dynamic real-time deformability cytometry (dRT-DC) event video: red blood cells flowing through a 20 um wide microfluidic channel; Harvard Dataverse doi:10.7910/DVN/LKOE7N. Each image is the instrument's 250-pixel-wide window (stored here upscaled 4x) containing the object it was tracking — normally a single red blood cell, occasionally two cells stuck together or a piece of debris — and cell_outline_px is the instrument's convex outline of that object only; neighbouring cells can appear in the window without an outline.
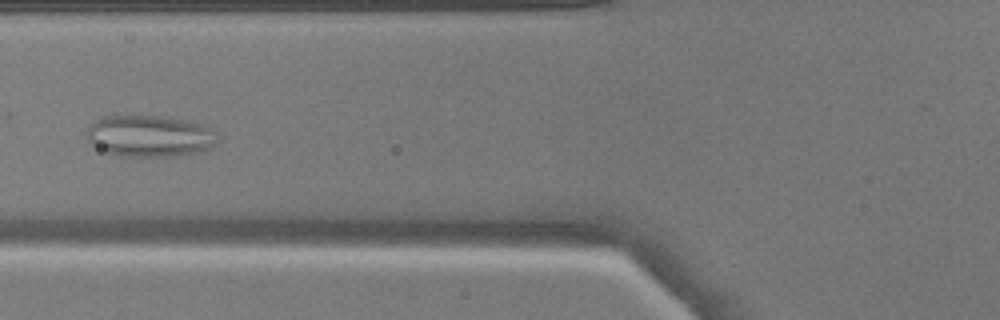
{"species": "common noctule bat (a hibernating species)", "species_latin": "Nyctalus noctula", "temperature_condition": "warm", "stored_images_in_passage": 51, "camera_frame_rate_fps": 3000, "um_per_image_px": 0.085, "animal": {"sex": "male", "body_mass_g": 17.9}, "frame": {"image": 1, "passage_image": 20, "time_ms": 6.333, "image_size_px": [1000, 320], "cell_outline_px": [[220, 140], [208, 148], [200, 152], [172, 156], [120, 156], [108, 152], [92, 144], [88, 140], [88, 128], [96, 120], [104, 116], [116, 112], [168, 116], [200, 124], [216, 132]], "centroid_in_image_um": [12.71, 11.51], "position_along_channel_um": 113.1, "area_um2": 32.31}}
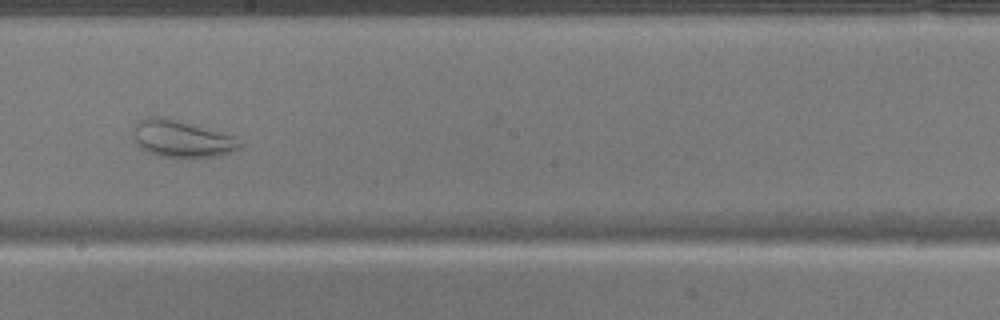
{"frame": {"image": 2, "passage_image": 29, "time_ms": 9.333, "image_size_px": [1000, 320], "cell_outline_px": [[244, 144], [240, 148], [232, 152], [212, 156], [160, 156], [148, 152], [140, 148], [136, 144], [132, 136], [132, 132], [136, 124], [140, 120], [148, 116], [164, 116], [236, 136], [244, 140]], "centroid_in_image_um": [15.46, 11.77], "position_along_channel_um": 232.7, "area_um2": 23.06}}
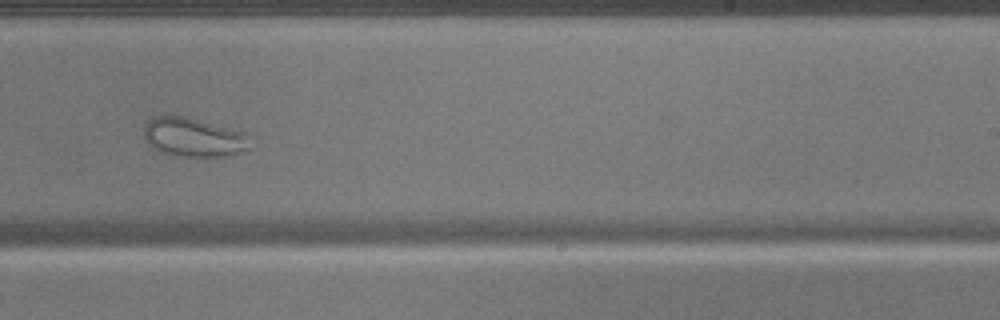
{"frame": {"image": 3, "passage_image": 32, "time_ms": 10.333, "image_size_px": [1000, 320], "cell_outline_px": [[252, 148], [240, 152], [224, 156], [172, 156], [160, 152], [152, 148], [144, 140], [144, 128], [148, 120], [152, 116], [168, 112], [188, 116], [244, 132], [252, 136]], "centroid_in_image_um": [16.43, 11.63], "position_along_channel_um": 272.6, "area_um2": 25.2}}